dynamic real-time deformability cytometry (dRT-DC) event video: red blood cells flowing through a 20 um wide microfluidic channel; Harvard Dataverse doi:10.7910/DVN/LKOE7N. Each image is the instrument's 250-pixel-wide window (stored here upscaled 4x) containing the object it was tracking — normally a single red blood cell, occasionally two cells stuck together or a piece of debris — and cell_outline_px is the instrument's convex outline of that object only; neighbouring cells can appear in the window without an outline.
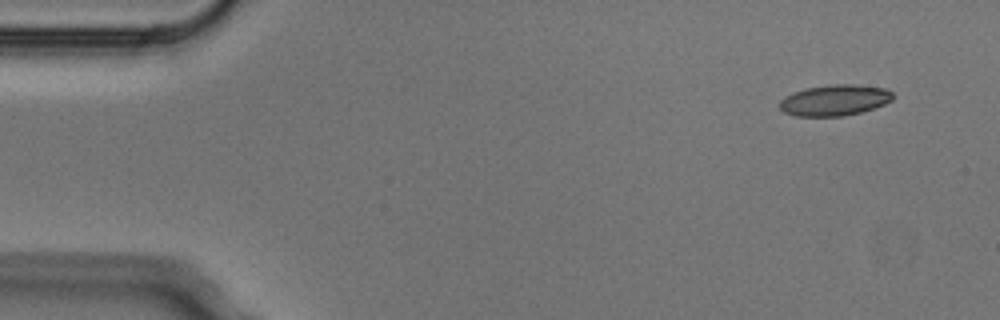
{"species": "Egyptian fruit bat (a non-hibernating species)", "species_latin": "Rousettus aegyptiacus", "temperature_condition": "cold", "stored_images_in_passage": 4, "camera_frame_rate_fps": 3000, "um_per_image_px": 0.085, "animal": {"sex": "male"}, "frame": {"image": 1, "passage_image": 1, "time_ms": 0.0, "image_size_px": [1000, 320], "cell_outline_px": [[892, 100], [884, 104], [860, 112], [840, 116], [796, 116], [784, 112], [780, 108], [780, 100], [792, 92], [804, 88], [832, 84], [856, 84], [884, 88], [892, 92]], "centroid_in_image_um": [70.92, 8.5], "position_along_channel_um": 14.1, "area_um2": 20.35}}
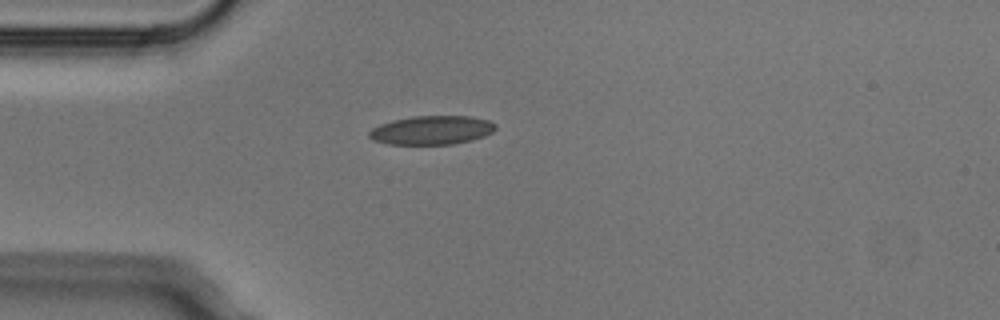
{"frame": {"image": 2, "passage_image": 3, "time_ms": 0.667, "image_size_px": [1000, 320], "cell_outline_px": [[496, 128], [492, 132], [484, 136], [472, 140], [456, 144], [388, 144], [372, 140], [368, 136], [368, 132], [372, 128], [380, 124], [392, 120], [412, 116], [468, 116], [488, 120], [496, 124]], "centroid_in_image_um": [36.68, 11.06], "position_along_channel_um": 48.3, "area_um2": 21.33}}